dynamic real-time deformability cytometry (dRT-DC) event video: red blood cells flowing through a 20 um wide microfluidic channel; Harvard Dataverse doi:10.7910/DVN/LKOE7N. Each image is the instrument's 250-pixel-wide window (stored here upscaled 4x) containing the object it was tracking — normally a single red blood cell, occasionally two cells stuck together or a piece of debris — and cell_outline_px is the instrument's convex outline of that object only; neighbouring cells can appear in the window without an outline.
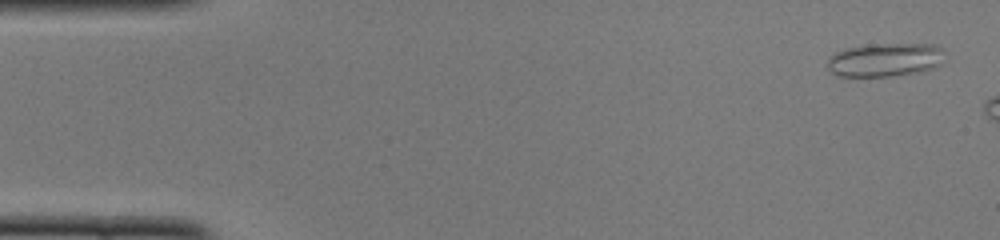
{"species": "common noctule bat (a hibernating species)", "species_latin": "Nyctalus noctula", "temperature_condition": "cold", "stored_images_in_passage": 6, "camera_frame_rate_fps": 3000, "um_per_image_px": 0.085, "animal": {"sex": "female", "body_mass_g": 22.0, "forearm_length_mm": 56.7}, "frame": {"image": 1, "passage_image": 2, "time_ms": 0.333, "image_size_px": [1000, 240], "cell_outline_px": [[940, 64], [932, 68], [916, 72], [892, 76], [836, 76], [828, 68], [828, 56], [844, 48], [884, 44], [936, 44], [940, 48]], "centroid_in_image_um": [75.15, 5.09], "position_along_channel_um": 9.8, "area_um2": 22.48}}